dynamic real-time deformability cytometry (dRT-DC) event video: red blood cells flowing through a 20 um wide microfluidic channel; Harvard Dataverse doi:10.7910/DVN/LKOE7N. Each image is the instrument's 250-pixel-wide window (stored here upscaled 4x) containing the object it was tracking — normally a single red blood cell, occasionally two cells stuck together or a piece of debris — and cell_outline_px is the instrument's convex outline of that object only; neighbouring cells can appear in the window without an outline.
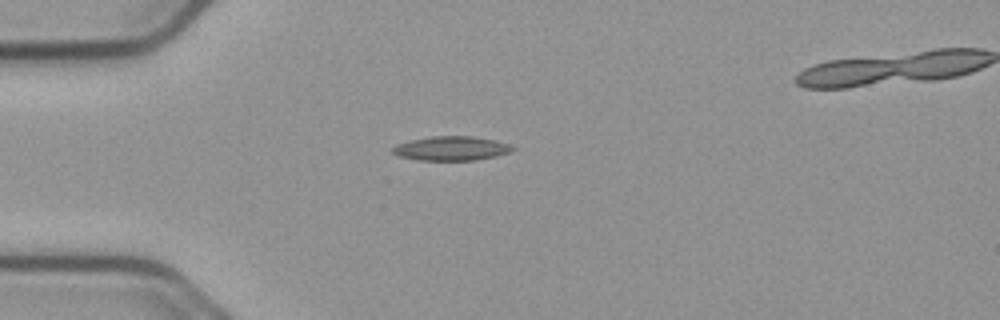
{"species": "common noctule bat (a hibernating species)", "species_latin": "Nyctalus noctula", "temperature_condition": "cold", "stored_images_in_passage": 40, "camera_frame_rate_fps": 3000, "um_per_image_px": 0.085, "animal": {"sex": "male", "body_mass_g": 23.1, "forearm_length_mm": 52.7}, "frame": {"image": 1, "passage_image": 1, "time_ms": 0.0, "image_size_px": [1000, 320], "cell_outline_px": [[516, 148], [508, 152], [496, 156], [476, 160], [420, 160], [400, 156], [392, 152], [392, 148], [396, 144], [412, 140], [432, 136], [472, 136], [496, 140], [508, 144]], "centroid_in_image_um": [38.37, 12.61], "position_along_channel_um": 46.6, "area_um2": 16.76}}
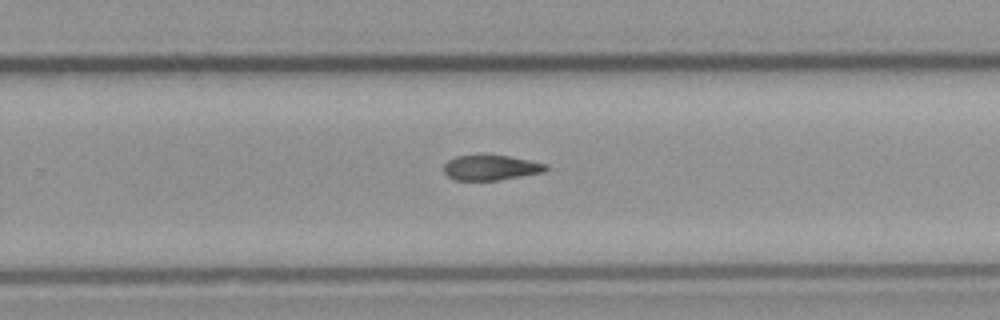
{"frame": {"image": 2, "passage_image": 22, "time_ms": 7.0, "image_size_px": [1000, 320], "cell_outline_px": [[548, 168], [544, 172], [500, 180], [456, 180], [448, 176], [444, 172], [444, 164], [448, 160], [456, 156], [508, 156], [548, 164]], "centroid_in_image_um": [41.74, 14.26], "position_along_channel_um": 288.1, "area_um2": 14.74}}
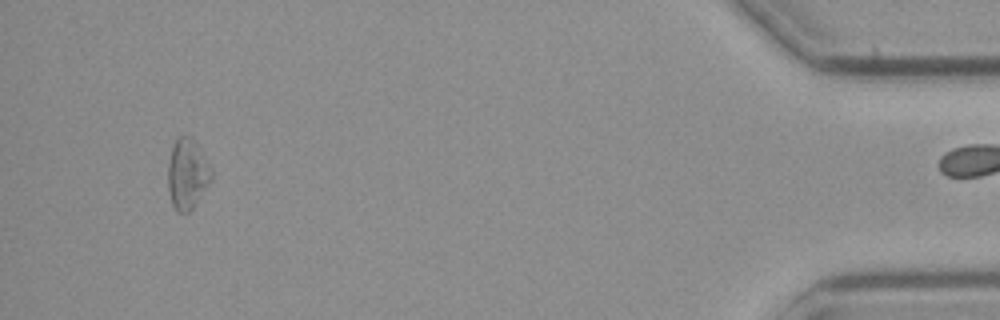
{"frame": {"image": 3, "passage_image": 39, "time_ms": 12.667, "image_size_px": [1000, 320], "cell_outline_px": [[212, 180], [192, 208], [188, 212], [176, 212], [172, 204], [168, 192], [168, 164], [172, 148], [176, 140], [180, 136], [192, 136], [212, 168]], "centroid_in_image_um": [15.93, 14.79], "position_along_channel_um": 419.3, "area_um2": 17.8}}